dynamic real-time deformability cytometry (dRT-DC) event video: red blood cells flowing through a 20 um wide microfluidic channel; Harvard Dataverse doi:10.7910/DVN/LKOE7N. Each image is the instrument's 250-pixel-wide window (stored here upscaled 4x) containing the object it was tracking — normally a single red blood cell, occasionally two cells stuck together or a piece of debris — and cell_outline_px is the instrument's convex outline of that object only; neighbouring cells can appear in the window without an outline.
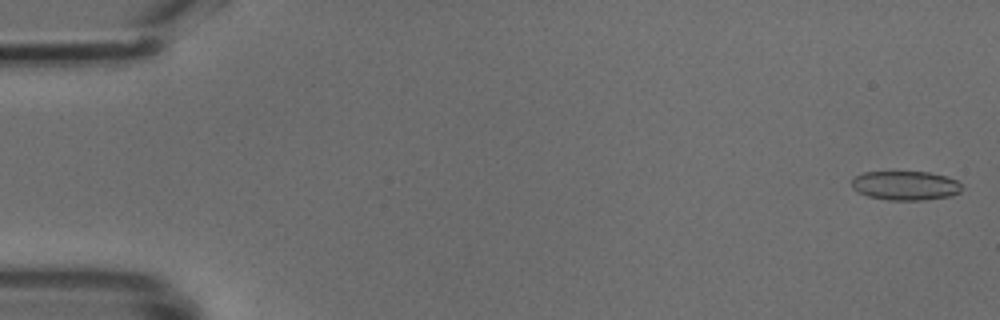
{"species": "common noctule bat (a hibernating species)", "species_latin": "Nyctalus noctula", "temperature_condition": "cold", "stored_images_in_passage": 49, "camera_frame_rate_fps": 3000, "um_per_image_px": 0.085, "animal": {"sex": "male", "body_mass_g": 18.8}, "frame": {"image": 1, "passage_image": 1, "time_ms": 0.0, "image_size_px": [1000, 320], "cell_outline_px": [[960, 192], [952, 196], [920, 200], [888, 200], [868, 196], [852, 188], [852, 180], [856, 176], [864, 172], [928, 172], [944, 176], [956, 180], [960, 184]], "centroid_in_image_um": [76.95, 15.77], "position_along_channel_um": 8.0, "area_um2": 18.5}}
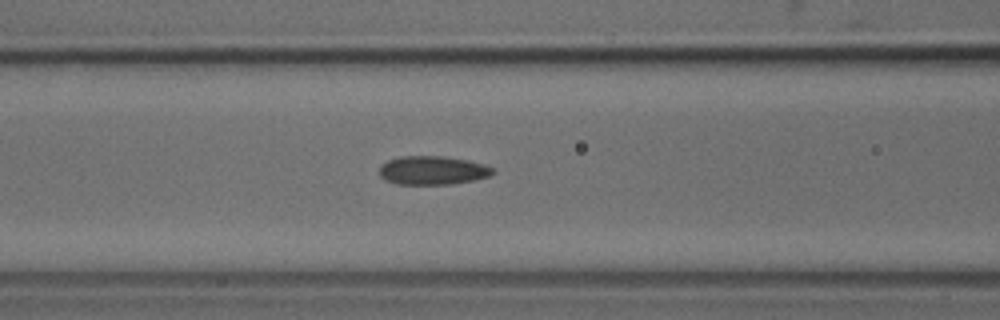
{"frame": {"image": 2, "passage_image": 20, "time_ms": 6.333, "image_size_px": [1000, 320], "cell_outline_px": [[496, 172], [488, 176], [472, 180], [452, 184], [396, 184], [384, 180], [380, 176], [380, 164], [388, 160], [400, 156], [444, 156], [468, 160], [484, 164], [492, 168]], "centroid_in_image_um": [36.74, 14.47], "position_along_channel_um": 129.9, "area_um2": 19.02}}
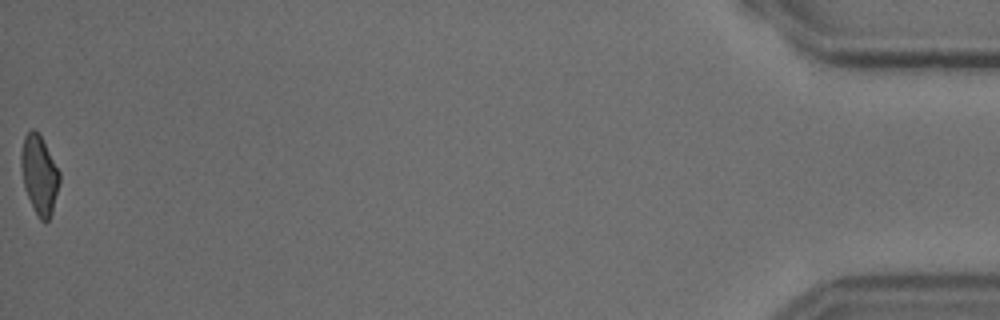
{"frame": {"image": 3, "passage_image": 49, "time_ms": 16.0, "image_size_px": [1000, 320], "cell_outline_px": [[60, 180], [52, 212], [48, 220], [40, 220], [24, 188], [20, 164], [20, 152], [24, 136], [32, 128], [40, 136], [60, 172]], "centroid_in_image_um": [3.32, 14.83], "position_along_channel_um": 431.9, "area_um2": 17.28}}